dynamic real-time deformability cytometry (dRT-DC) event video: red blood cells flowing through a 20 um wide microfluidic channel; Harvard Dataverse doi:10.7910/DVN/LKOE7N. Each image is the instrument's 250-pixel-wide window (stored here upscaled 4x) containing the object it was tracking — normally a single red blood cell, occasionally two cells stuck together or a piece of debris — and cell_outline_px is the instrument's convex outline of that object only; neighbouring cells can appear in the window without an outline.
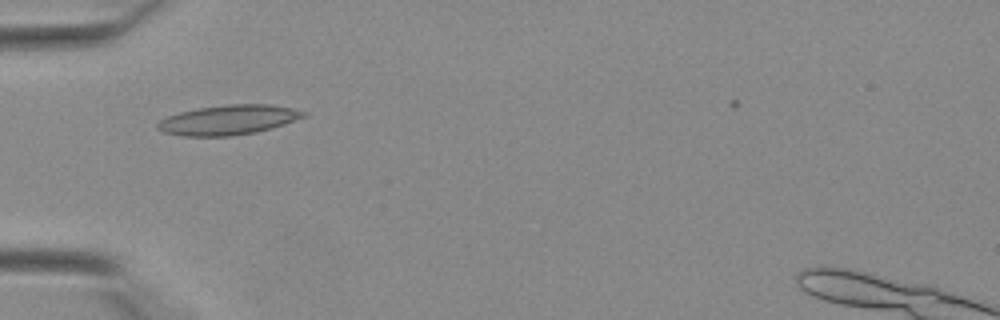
{"species": "Egyptian fruit bat (a non-hibernating species)", "species_latin": "Rousettus aegyptiacus", "temperature_condition": "warm", "stored_images_in_passage": 30, "camera_frame_rate_fps": 3000, "um_per_image_px": 0.085, "animal": {"sex": "female"}, "frame": {"image": 1, "passage_image": 2, "time_ms": 0.333, "image_size_px": [1000, 320], "cell_outline_px": [[308, 116], [272, 128], [256, 132], [228, 136], [184, 136], [164, 132], [156, 128], [156, 124], [160, 120], [168, 116], [180, 112], [200, 108], [228, 104], [272, 104], [292, 108], [308, 112]], "centroid_in_image_um": [19.46, 10.19], "position_along_channel_um": 65.5, "area_um2": 25.32}}
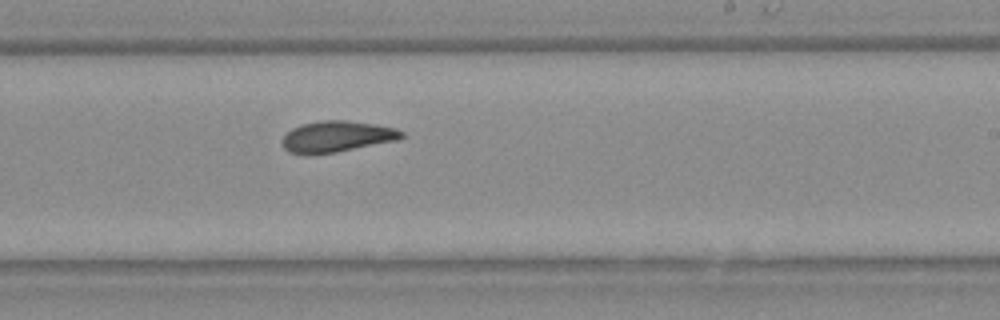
{"frame": {"image": 2, "passage_image": 14, "time_ms": 4.333, "image_size_px": [1000, 320], "cell_outline_px": [[404, 136], [400, 140], [336, 152], [288, 152], [284, 148], [284, 136], [292, 128], [300, 124], [320, 120], [344, 120], [376, 124], [396, 128], [404, 132]], "centroid_in_image_um": [28.72, 11.57], "position_along_channel_um": 260.3, "area_um2": 21.27}}
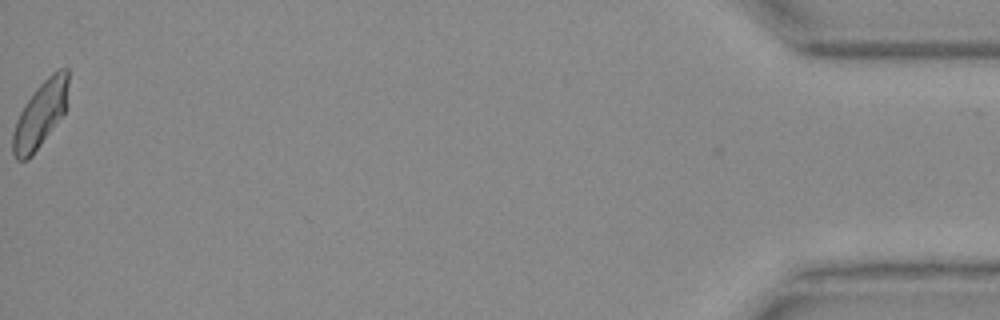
{"frame": {"image": 3, "passage_image": 30, "time_ms": 9.667, "image_size_px": [1000, 320], "cell_outline_px": [[68, 84], [64, 112], [32, 156], [28, 160], [16, 160], [12, 152], [12, 132], [16, 120], [24, 104], [36, 88], [56, 68], [68, 68]], "centroid_in_image_um": [3.39, 9.73], "position_along_channel_um": 431.8, "area_um2": 21.15}}